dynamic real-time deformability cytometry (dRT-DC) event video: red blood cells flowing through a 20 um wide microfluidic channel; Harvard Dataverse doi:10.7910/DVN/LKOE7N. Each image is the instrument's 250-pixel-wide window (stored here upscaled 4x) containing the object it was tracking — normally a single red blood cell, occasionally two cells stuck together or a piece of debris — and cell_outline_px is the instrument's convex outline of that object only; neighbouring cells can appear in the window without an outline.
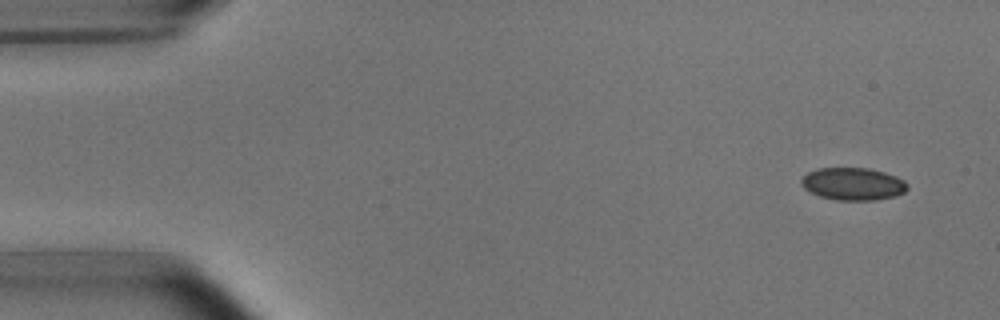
{"species": "common noctule bat (a hibernating species)", "species_latin": "Nyctalus noctula", "temperature_condition": "room temperature", "stored_images_in_passage": 7, "camera_frame_rate_fps": 3000, "um_per_image_px": 0.085, "animal": {"sex": "male", "body_mass_g": 15.6}, "frame": {"image": 1, "passage_image": 1, "time_ms": 0.0, "image_size_px": [1000, 320], "cell_outline_px": [[908, 188], [904, 192], [896, 196], [872, 200], [836, 200], [820, 196], [804, 188], [800, 180], [808, 172], [816, 168], [868, 168], [884, 172], [896, 176], [904, 180], [908, 184]], "centroid_in_image_um": [72.52, 15.63], "position_along_channel_um": 12.5, "area_um2": 20.06}}
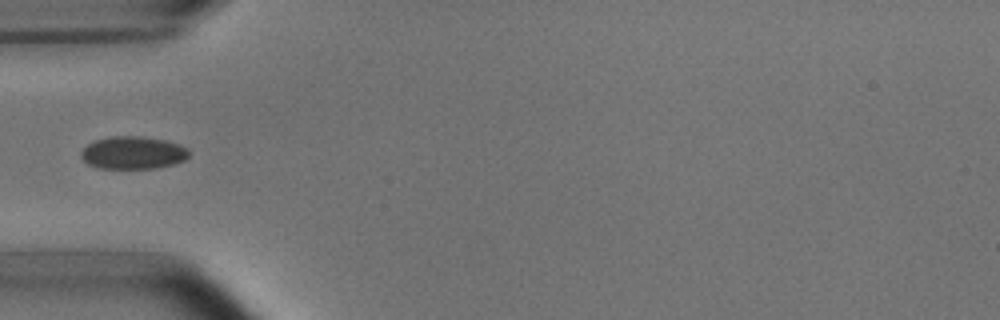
{"frame": {"image": 2, "passage_image": 5, "time_ms": 4.667, "image_size_px": [1000, 320], "cell_outline_px": [[188, 156], [184, 160], [172, 164], [156, 168], [96, 168], [88, 164], [80, 156], [80, 152], [88, 144], [96, 140], [112, 136], [140, 136], [164, 140], [180, 144], [188, 148]], "centroid_in_image_um": [11.29, 12.98], "position_along_channel_um": 73.7, "area_um2": 20.46}}
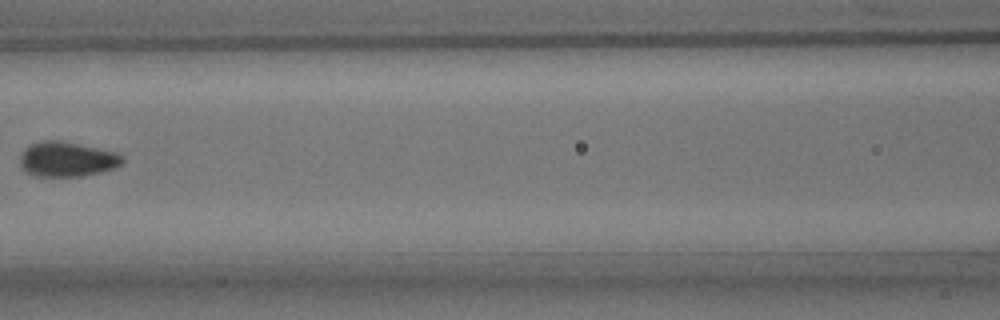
{"frame": {"image": 3, "passage_image": 7, "time_ms": 7.0, "image_size_px": [1000, 320], "cell_outline_px": [[124, 160], [120, 164], [112, 168], [100, 172], [80, 176], [32, 176], [20, 164], [20, 156], [24, 148], [40, 140], [60, 140], [116, 152], [124, 156]], "centroid_in_image_um": [5.67, 13.52], "position_along_channel_um": 160.9, "area_um2": 20.69}}